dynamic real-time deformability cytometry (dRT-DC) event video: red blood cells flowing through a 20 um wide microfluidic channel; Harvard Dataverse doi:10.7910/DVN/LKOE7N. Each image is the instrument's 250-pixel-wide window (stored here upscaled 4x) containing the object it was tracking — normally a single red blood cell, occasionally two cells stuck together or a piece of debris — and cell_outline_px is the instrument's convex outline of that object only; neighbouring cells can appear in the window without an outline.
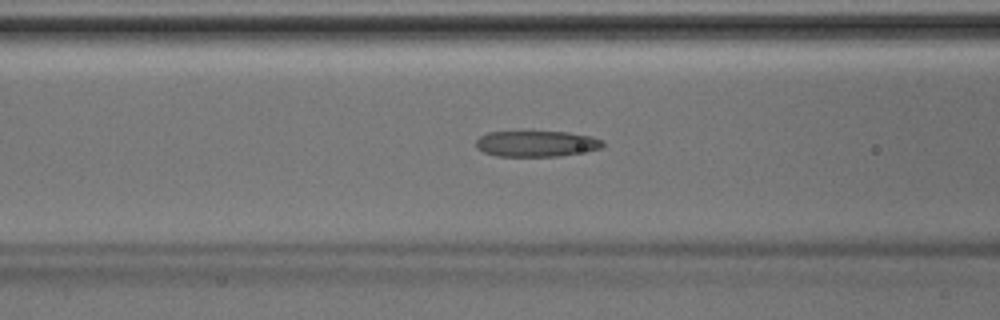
{"species": "Egyptian fruit bat (a non-hibernating species)", "species_latin": "Rousettus aegyptiacus", "temperature_condition": "room temperature", "stored_images_in_passage": 44, "camera_frame_rate_fps": 3000, "um_per_image_px": 0.085, "animal": {"sex": "male"}, "frame": {"image": 1, "passage_image": 18, "time_ms": 5.667, "image_size_px": [1000, 320], "cell_outline_px": [[604, 144], [600, 148], [560, 156], [496, 156], [484, 152], [476, 148], [476, 140], [480, 136], [488, 132], [528, 128], [568, 132], [592, 136], [604, 140]], "centroid_in_image_um": [45.55, 12.15], "position_along_channel_um": 121.1, "area_um2": 20.23}}
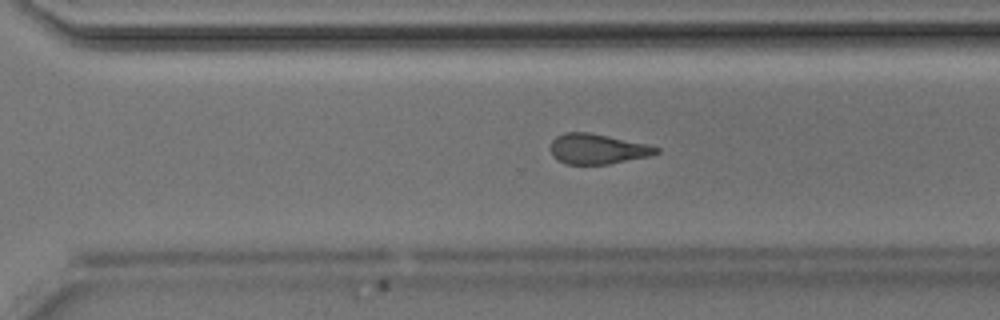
{"frame": {"image": 2, "passage_image": 31, "time_ms": 10.0, "image_size_px": [1000, 320], "cell_outline_px": [[660, 152], [648, 156], [608, 164], [564, 164], [556, 160], [552, 156], [552, 140], [556, 136], [564, 132], [588, 132], [648, 144], [660, 148]], "centroid_in_image_um": [50.77, 12.66], "position_along_channel_um": 319.8, "area_um2": 18.55}}
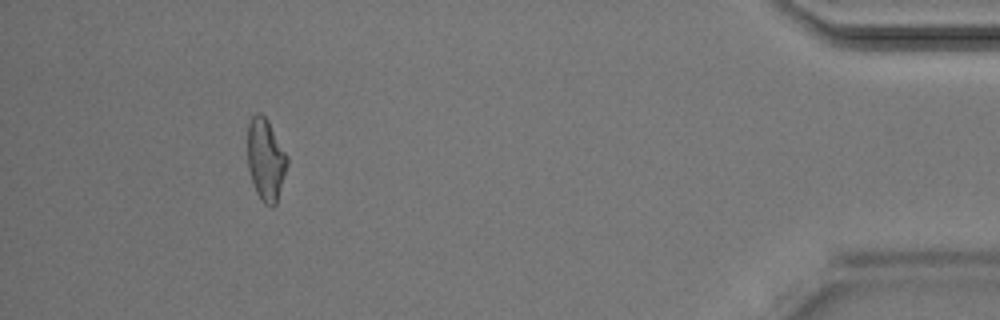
{"frame": {"image": 3, "passage_image": 41, "time_ms": 13.333, "image_size_px": [1000, 320], "cell_outline_px": [[288, 164], [276, 204], [272, 208], [264, 204], [260, 200], [256, 192], [248, 168], [248, 124], [252, 116], [256, 112], [260, 112], [268, 120], [288, 156]], "centroid_in_image_um": [22.59, 13.57], "position_along_channel_um": 412.6, "area_um2": 19.07}}